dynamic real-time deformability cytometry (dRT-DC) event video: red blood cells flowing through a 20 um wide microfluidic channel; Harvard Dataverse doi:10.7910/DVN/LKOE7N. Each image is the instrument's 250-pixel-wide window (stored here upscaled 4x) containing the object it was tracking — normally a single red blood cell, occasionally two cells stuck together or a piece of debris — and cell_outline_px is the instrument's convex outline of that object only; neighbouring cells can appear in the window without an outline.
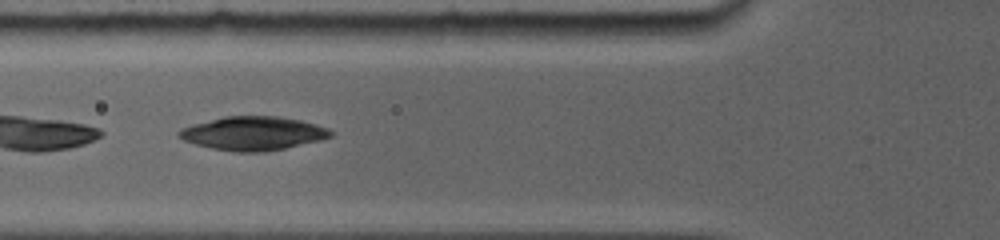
{"species": "common noctule bat (a hibernating species)", "species_latin": "Nyctalus noctula", "temperature_condition": "room temperature", "stored_images_in_passage": 5, "camera_frame_rate_fps": 5000, "um_per_image_px": 0.085, "animal": {"sex": "female", "body_mass_g": 19.0, "forearm_length_mm": 56.7}, "frame": {"image": 1, "passage_image": 2, "time_ms": 1.0, "image_size_px": [1000, 240], "cell_outline_px": [[332, 136], [320, 140], [284, 148], [264, 152], [232, 152], [212, 148], [196, 144], [184, 140], [176, 136], [176, 132], [180, 128], [192, 124], [224, 116], [280, 116], [300, 120], [316, 124], [328, 128], [332, 132]], "centroid_in_image_um": [21.47, 11.33], "position_along_channel_um": 104.3, "area_um2": 29.88}}
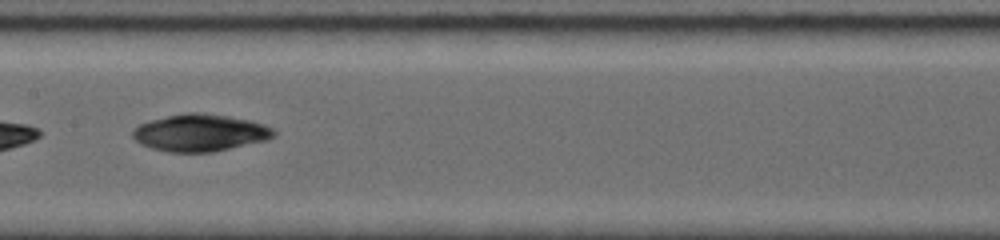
{"frame": {"image": 2, "passage_image": 4, "time_ms": 3.2, "image_size_px": [1000, 240], "cell_outline_px": [[276, 136], [268, 140], [212, 152], [168, 152], [152, 148], [140, 144], [132, 136], [132, 128], [140, 124], [152, 120], [168, 116], [188, 112], [200, 112], [228, 116], [248, 120], [264, 124], [272, 128], [276, 132]], "centroid_in_image_um": [17.02, 11.29], "position_along_channel_um": 190.4, "area_um2": 30.52}}
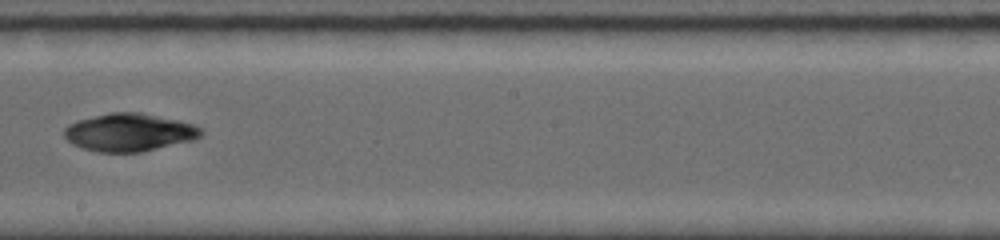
{"frame": {"image": 3, "passage_image": 5, "time_ms": 4.4, "image_size_px": [1000, 240], "cell_outline_px": [[204, 132], [196, 140], [140, 152], [100, 152], [84, 148], [72, 144], [64, 136], [64, 128], [68, 124], [76, 120], [108, 112], [140, 112], [176, 120], [192, 124], [204, 128]], "centroid_in_image_um": [11.0, 11.24], "position_along_channel_um": 237.2, "area_um2": 30.35}}